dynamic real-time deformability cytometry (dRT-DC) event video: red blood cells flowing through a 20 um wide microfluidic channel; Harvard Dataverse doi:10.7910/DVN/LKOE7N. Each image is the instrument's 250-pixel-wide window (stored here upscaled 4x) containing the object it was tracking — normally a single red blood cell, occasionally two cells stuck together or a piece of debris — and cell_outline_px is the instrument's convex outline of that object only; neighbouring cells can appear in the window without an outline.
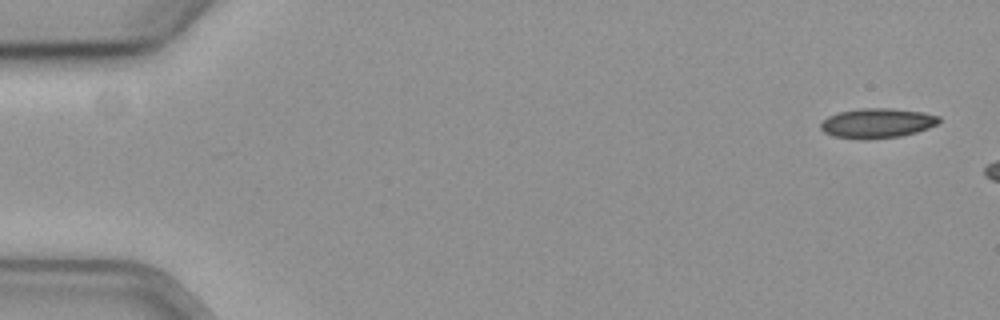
{"species": "common noctule bat (a hibernating species)", "species_latin": "Nyctalus noctula", "temperature_condition": "cold", "stored_images_in_passage": 7, "camera_frame_rate_fps": 3000, "um_per_image_px": 0.085, "animal": {"sex": "female", "body_mass_g": 19.3, "forearm_length_mm": 54.1}, "frame": {"image": 1, "passage_image": 1, "time_ms": 0.0, "image_size_px": [1000, 320], "cell_outline_px": [[940, 120], [936, 124], [928, 128], [916, 132], [900, 136], [864, 140], [860, 140], [836, 136], [824, 132], [820, 128], [820, 124], [828, 116], [840, 112], [860, 108], [888, 108], [920, 112], [940, 116]], "centroid_in_image_um": [74.54, 10.47], "position_along_channel_um": 10.5, "area_um2": 20.35}}